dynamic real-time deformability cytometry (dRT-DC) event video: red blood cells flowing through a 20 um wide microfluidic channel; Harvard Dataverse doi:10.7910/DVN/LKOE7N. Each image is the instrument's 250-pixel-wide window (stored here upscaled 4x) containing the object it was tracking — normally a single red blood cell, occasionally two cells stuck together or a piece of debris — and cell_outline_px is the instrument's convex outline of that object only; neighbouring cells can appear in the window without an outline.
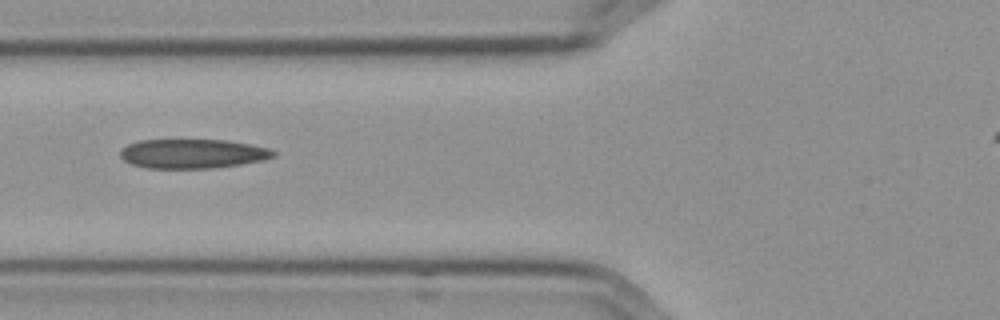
{"species": "Egyptian fruit bat (a non-hibernating species)", "species_latin": "Rousettus aegyptiacus", "temperature_condition": "cold", "stored_images_in_passage": 12, "camera_frame_rate_fps": 3000, "um_per_image_px": 0.085, "frame": {"image": 1, "passage_image": 3, "time_ms": 0.667, "image_size_px": [1000, 320], "cell_outline_px": [[276, 156], [264, 160], [240, 164], [212, 168], [148, 168], [132, 164], [124, 160], [120, 156], [120, 148], [128, 144], [140, 140], [224, 140], [248, 144], [268, 148], [276, 152]], "centroid_in_image_um": [16.35, 13.06], "position_along_channel_um": 109.4, "area_um2": 26.07}}
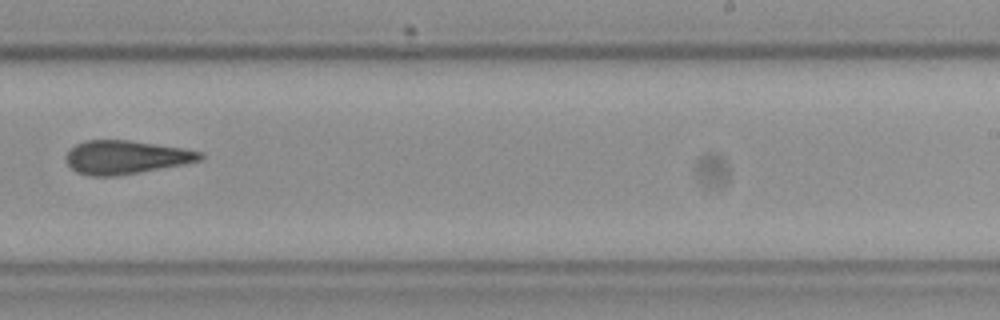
{"frame": {"image": 2, "passage_image": 7, "time_ms": 2.0, "image_size_px": [1000, 320], "cell_outline_px": [[204, 156], [200, 160], [184, 164], [116, 176], [92, 176], [76, 172], [68, 164], [64, 156], [76, 144], [84, 140], [128, 140], [184, 148], [204, 152]], "centroid_in_image_um": [10.7, 13.36], "position_along_channel_um": 278.3, "area_um2": 26.13}}
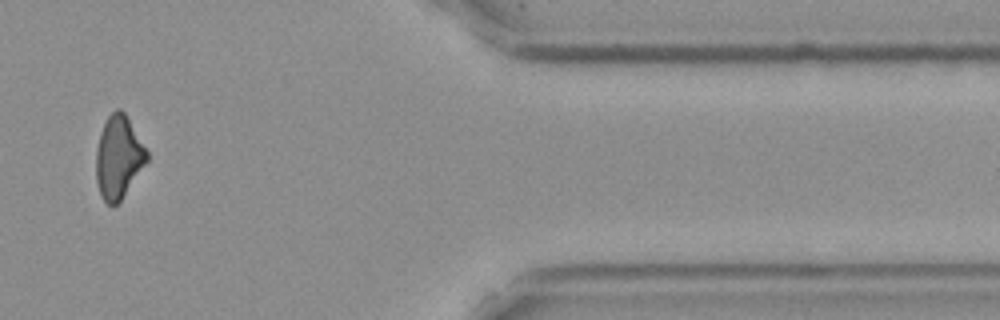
{"frame": {"image": 3, "passage_image": 10, "time_ms": 3.0, "image_size_px": [1000, 320], "cell_outline_px": [[148, 160], [120, 200], [112, 208], [100, 196], [96, 180], [96, 148], [100, 132], [108, 116], [116, 108], [120, 108], [124, 112], [148, 152]], "centroid_in_image_um": [10.05, 13.37], "position_along_channel_um": 401.4, "area_um2": 24.28}}